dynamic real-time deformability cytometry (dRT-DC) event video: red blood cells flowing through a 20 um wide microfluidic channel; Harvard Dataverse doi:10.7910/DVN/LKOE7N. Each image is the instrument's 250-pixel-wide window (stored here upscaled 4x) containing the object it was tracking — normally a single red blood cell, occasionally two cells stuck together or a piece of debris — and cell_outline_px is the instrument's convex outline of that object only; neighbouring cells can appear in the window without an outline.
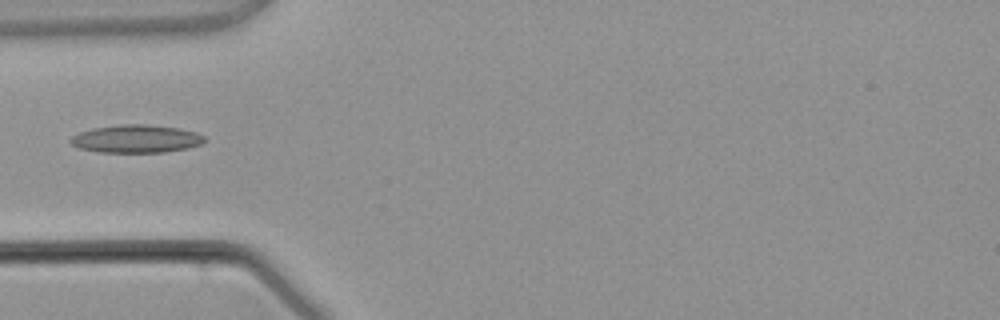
{"species": "common noctule bat (a hibernating species)", "species_latin": "Nyctalus noctula", "temperature_condition": "warm", "stored_images_in_passage": 3, "camera_frame_rate_fps": 3000, "um_per_image_px": 0.085, "animal": {"sex": "male", "body_mass_g": 21.5, "forearm_length_mm": 52.0}, "frame": {"image": 1, "passage_image": 3, "time_ms": 3.0, "image_size_px": [1000, 320], "cell_outline_px": [[204, 140], [200, 144], [188, 148], [164, 152], [100, 152], [80, 148], [72, 144], [68, 140], [72, 136], [80, 132], [92, 128], [120, 124], [148, 124], [180, 128], [196, 132], [204, 136]], "centroid_in_image_um": [11.57, 11.79], "position_along_channel_um": 73.4, "area_um2": 21.79}}